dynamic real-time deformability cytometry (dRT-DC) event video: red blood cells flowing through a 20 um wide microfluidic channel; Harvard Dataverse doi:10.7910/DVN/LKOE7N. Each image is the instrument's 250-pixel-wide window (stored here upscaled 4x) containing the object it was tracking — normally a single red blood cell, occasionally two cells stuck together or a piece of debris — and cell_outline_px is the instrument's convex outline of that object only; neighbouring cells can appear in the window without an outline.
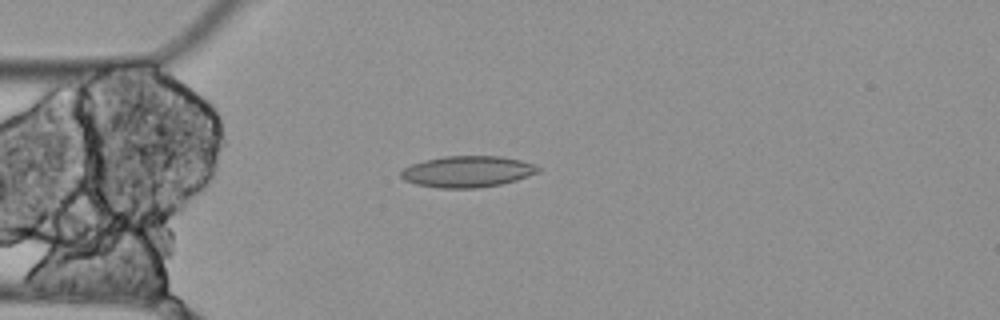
{"species": "Egyptian fruit bat (a non-hibernating species)", "species_latin": "Rousettus aegyptiacus", "temperature_condition": "cold", "stored_images_in_passage": 3, "camera_frame_rate_fps": 3000, "um_per_image_px": 0.085, "animal": {"sex": "female"}, "frame": {"image": 1, "passage_image": 3, "time_ms": 0.667, "image_size_px": [1000, 320], "cell_outline_px": [[540, 172], [516, 180], [500, 184], [476, 188], [436, 188], [416, 184], [404, 180], [400, 176], [400, 172], [404, 168], [412, 164], [424, 160], [444, 156], [500, 156], [520, 160], [532, 164], [540, 168]], "centroid_in_image_um": [39.71, 14.58], "position_along_channel_um": 45.3, "area_um2": 24.97}}